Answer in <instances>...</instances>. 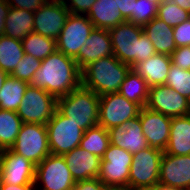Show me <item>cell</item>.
I'll return each instance as SVG.
<instances>
[{"label": "cell", "mask_w": 190, "mask_h": 190, "mask_svg": "<svg viewBox=\"0 0 190 190\" xmlns=\"http://www.w3.org/2000/svg\"><path fill=\"white\" fill-rule=\"evenodd\" d=\"M29 85L60 98L82 85V71L74 58L56 50L41 60V66Z\"/></svg>", "instance_id": "cell-1"}, {"label": "cell", "mask_w": 190, "mask_h": 190, "mask_svg": "<svg viewBox=\"0 0 190 190\" xmlns=\"http://www.w3.org/2000/svg\"><path fill=\"white\" fill-rule=\"evenodd\" d=\"M109 33L113 55L131 69L157 53L140 25L126 21L109 29Z\"/></svg>", "instance_id": "cell-2"}, {"label": "cell", "mask_w": 190, "mask_h": 190, "mask_svg": "<svg viewBox=\"0 0 190 190\" xmlns=\"http://www.w3.org/2000/svg\"><path fill=\"white\" fill-rule=\"evenodd\" d=\"M130 69L114 55L98 59L82 70V86L99 96L118 92Z\"/></svg>", "instance_id": "cell-3"}, {"label": "cell", "mask_w": 190, "mask_h": 190, "mask_svg": "<svg viewBox=\"0 0 190 190\" xmlns=\"http://www.w3.org/2000/svg\"><path fill=\"white\" fill-rule=\"evenodd\" d=\"M99 99V95L81 85L69 94L57 98V110L86 131L98 125Z\"/></svg>", "instance_id": "cell-4"}, {"label": "cell", "mask_w": 190, "mask_h": 190, "mask_svg": "<svg viewBox=\"0 0 190 190\" xmlns=\"http://www.w3.org/2000/svg\"><path fill=\"white\" fill-rule=\"evenodd\" d=\"M133 154L109 144L101 158L98 179L107 189L129 188L130 166Z\"/></svg>", "instance_id": "cell-5"}, {"label": "cell", "mask_w": 190, "mask_h": 190, "mask_svg": "<svg viewBox=\"0 0 190 190\" xmlns=\"http://www.w3.org/2000/svg\"><path fill=\"white\" fill-rule=\"evenodd\" d=\"M57 110V98L44 89L28 85L17 110L23 123L46 125Z\"/></svg>", "instance_id": "cell-6"}, {"label": "cell", "mask_w": 190, "mask_h": 190, "mask_svg": "<svg viewBox=\"0 0 190 190\" xmlns=\"http://www.w3.org/2000/svg\"><path fill=\"white\" fill-rule=\"evenodd\" d=\"M10 149L37 166L51 154L46 125L23 123Z\"/></svg>", "instance_id": "cell-7"}, {"label": "cell", "mask_w": 190, "mask_h": 190, "mask_svg": "<svg viewBox=\"0 0 190 190\" xmlns=\"http://www.w3.org/2000/svg\"><path fill=\"white\" fill-rule=\"evenodd\" d=\"M51 154L63 155L80 146L84 130L58 110L46 124Z\"/></svg>", "instance_id": "cell-8"}, {"label": "cell", "mask_w": 190, "mask_h": 190, "mask_svg": "<svg viewBox=\"0 0 190 190\" xmlns=\"http://www.w3.org/2000/svg\"><path fill=\"white\" fill-rule=\"evenodd\" d=\"M164 152L147 147L132 156L129 188H153L159 183L160 162Z\"/></svg>", "instance_id": "cell-9"}, {"label": "cell", "mask_w": 190, "mask_h": 190, "mask_svg": "<svg viewBox=\"0 0 190 190\" xmlns=\"http://www.w3.org/2000/svg\"><path fill=\"white\" fill-rule=\"evenodd\" d=\"M140 110L138 104L127 100L119 92L104 94L99 99L98 125L110 130L136 118Z\"/></svg>", "instance_id": "cell-10"}, {"label": "cell", "mask_w": 190, "mask_h": 190, "mask_svg": "<svg viewBox=\"0 0 190 190\" xmlns=\"http://www.w3.org/2000/svg\"><path fill=\"white\" fill-rule=\"evenodd\" d=\"M38 182L42 183V190H72L76 183L63 155L54 154L35 166L34 183Z\"/></svg>", "instance_id": "cell-11"}, {"label": "cell", "mask_w": 190, "mask_h": 190, "mask_svg": "<svg viewBox=\"0 0 190 190\" xmlns=\"http://www.w3.org/2000/svg\"><path fill=\"white\" fill-rule=\"evenodd\" d=\"M93 29L94 25L86 15L70 13L56 40L57 51L75 58Z\"/></svg>", "instance_id": "cell-12"}, {"label": "cell", "mask_w": 190, "mask_h": 190, "mask_svg": "<svg viewBox=\"0 0 190 190\" xmlns=\"http://www.w3.org/2000/svg\"><path fill=\"white\" fill-rule=\"evenodd\" d=\"M144 107L170 118L190 114L187 97L182 96L165 84L149 87L148 98Z\"/></svg>", "instance_id": "cell-13"}, {"label": "cell", "mask_w": 190, "mask_h": 190, "mask_svg": "<svg viewBox=\"0 0 190 190\" xmlns=\"http://www.w3.org/2000/svg\"><path fill=\"white\" fill-rule=\"evenodd\" d=\"M35 181V165L11 149L0 151V183L25 185Z\"/></svg>", "instance_id": "cell-14"}, {"label": "cell", "mask_w": 190, "mask_h": 190, "mask_svg": "<svg viewBox=\"0 0 190 190\" xmlns=\"http://www.w3.org/2000/svg\"><path fill=\"white\" fill-rule=\"evenodd\" d=\"M69 14L64 2L46 1L34 12L33 32L57 40Z\"/></svg>", "instance_id": "cell-15"}, {"label": "cell", "mask_w": 190, "mask_h": 190, "mask_svg": "<svg viewBox=\"0 0 190 190\" xmlns=\"http://www.w3.org/2000/svg\"><path fill=\"white\" fill-rule=\"evenodd\" d=\"M138 116L148 147L164 152L170 136L171 118L146 107L141 108Z\"/></svg>", "instance_id": "cell-16"}, {"label": "cell", "mask_w": 190, "mask_h": 190, "mask_svg": "<svg viewBox=\"0 0 190 190\" xmlns=\"http://www.w3.org/2000/svg\"><path fill=\"white\" fill-rule=\"evenodd\" d=\"M159 183L173 188L190 190V155L176 156L163 153Z\"/></svg>", "instance_id": "cell-17"}, {"label": "cell", "mask_w": 190, "mask_h": 190, "mask_svg": "<svg viewBox=\"0 0 190 190\" xmlns=\"http://www.w3.org/2000/svg\"><path fill=\"white\" fill-rule=\"evenodd\" d=\"M112 55L113 49L109 30L94 27L74 59L82 71L91 62Z\"/></svg>", "instance_id": "cell-18"}, {"label": "cell", "mask_w": 190, "mask_h": 190, "mask_svg": "<svg viewBox=\"0 0 190 190\" xmlns=\"http://www.w3.org/2000/svg\"><path fill=\"white\" fill-rule=\"evenodd\" d=\"M108 131L110 143L127 150L131 154L140 152L148 147L139 116Z\"/></svg>", "instance_id": "cell-19"}, {"label": "cell", "mask_w": 190, "mask_h": 190, "mask_svg": "<svg viewBox=\"0 0 190 190\" xmlns=\"http://www.w3.org/2000/svg\"><path fill=\"white\" fill-rule=\"evenodd\" d=\"M63 157L75 181L98 178L101 158L97 155L76 147Z\"/></svg>", "instance_id": "cell-20"}, {"label": "cell", "mask_w": 190, "mask_h": 190, "mask_svg": "<svg viewBox=\"0 0 190 190\" xmlns=\"http://www.w3.org/2000/svg\"><path fill=\"white\" fill-rule=\"evenodd\" d=\"M171 64L169 55L156 53L147 60L136 64L132 69L151 87L165 84Z\"/></svg>", "instance_id": "cell-21"}, {"label": "cell", "mask_w": 190, "mask_h": 190, "mask_svg": "<svg viewBox=\"0 0 190 190\" xmlns=\"http://www.w3.org/2000/svg\"><path fill=\"white\" fill-rule=\"evenodd\" d=\"M164 153L190 155V114L171 118L170 136Z\"/></svg>", "instance_id": "cell-22"}, {"label": "cell", "mask_w": 190, "mask_h": 190, "mask_svg": "<svg viewBox=\"0 0 190 190\" xmlns=\"http://www.w3.org/2000/svg\"><path fill=\"white\" fill-rule=\"evenodd\" d=\"M143 33L150 39L157 53L171 55L177 48L173 27L155 17L142 26Z\"/></svg>", "instance_id": "cell-23"}, {"label": "cell", "mask_w": 190, "mask_h": 190, "mask_svg": "<svg viewBox=\"0 0 190 190\" xmlns=\"http://www.w3.org/2000/svg\"><path fill=\"white\" fill-rule=\"evenodd\" d=\"M86 16L95 28L107 30L127 21L122 16L115 0H97Z\"/></svg>", "instance_id": "cell-24"}, {"label": "cell", "mask_w": 190, "mask_h": 190, "mask_svg": "<svg viewBox=\"0 0 190 190\" xmlns=\"http://www.w3.org/2000/svg\"><path fill=\"white\" fill-rule=\"evenodd\" d=\"M34 12L11 8L5 20L4 35L22 40L33 32Z\"/></svg>", "instance_id": "cell-25"}, {"label": "cell", "mask_w": 190, "mask_h": 190, "mask_svg": "<svg viewBox=\"0 0 190 190\" xmlns=\"http://www.w3.org/2000/svg\"><path fill=\"white\" fill-rule=\"evenodd\" d=\"M29 83L8 76L0 90V109L17 112Z\"/></svg>", "instance_id": "cell-26"}, {"label": "cell", "mask_w": 190, "mask_h": 190, "mask_svg": "<svg viewBox=\"0 0 190 190\" xmlns=\"http://www.w3.org/2000/svg\"><path fill=\"white\" fill-rule=\"evenodd\" d=\"M148 91L149 86L145 79L133 69H130L118 92L127 100L132 101L143 108L148 98Z\"/></svg>", "instance_id": "cell-27"}, {"label": "cell", "mask_w": 190, "mask_h": 190, "mask_svg": "<svg viewBox=\"0 0 190 190\" xmlns=\"http://www.w3.org/2000/svg\"><path fill=\"white\" fill-rule=\"evenodd\" d=\"M24 54L22 41L0 35V70L9 75L14 71Z\"/></svg>", "instance_id": "cell-28"}, {"label": "cell", "mask_w": 190, "mask_h": 190, "mask_svg": "<svg viewBox=\"0 0 190 190\" xmlns=\"http://www.w3.org/2000/svg\"><path fill=\"white\" fill-rule=\"evenodd\" d=\"M22 124L17 112L0 109V151L14 145Z\"/></svg>", "instance_id": "cell-29"}, {"label": "cell", "mask_w": 190, "mask_h": 190, "mask_svg": "<svg viewBox=\"0 0 190 190\" xmlns=\"http://www.w3.org/2000/svg\"><path fill=\"white\" fill-rule=\"evenodd\" d=\"M109 144V131L100 125H96L84 131L79 147L102 158Z\"/></svg>", "instance_id": "cell-30"}, {"label": "cell", "mask_w": 190, "mask_h": 190, "mask_svg": "<svg viewBox=\"0 0 190 190\" xmlns=\"http://www.w3.org/2000/svg\"><path fill=\"white\" fill-rule=\"evenodd\" d=\"M24 53L44 60L57 50L56 40L41 34L30 32L21 40Z\"/></svg>", "instance_id": "cell-31"}, {"label": "cell", "mask_w": 190, "mask_h": 190, "mask_svg": "<svg viewBox=\"0 0 190 190\" xmlns=\"http://www.w3.org/2000/svg\"><path fill=\"white\" fill-rule=\"evenodd\" d=\"M157 18L175 27L190 18V13L176 4L165 0L158 6Z\"/></svg>", "instance_id": "cell-32"}, {"label": "cell", "mask_w": 190, "mask_h": 190, "mask_svg": "<svg viewBox=\"0 0 190 190\" xmlns=\"http://www.w3.org/2000/svg\"><path fill=\"white\" fill-rule=\"evenodd\" d=\"M165 85L188 98L190 95V70H183L171 64Z\"/></svg>", "instance_id": "cell-33"}, {"label": "cell", "mask_w": 190, "mask_h": 190, "mask_svg": "<svg viewBox=\"0 0 190 190\" xmlns=\"http://www.w3.org/2000/svg\"><path fill=\"white\" fill-rule=\"evenodd\" d=\"M158 5L148 0L134 2V14L127 20L136 25L143 26L157 17Z\"/></svg>", "instance_id": "cell-34"}, {"label": "cell", "mask_w": 190, "mask_h": 190, "mask_svg": "<svg viewBox=\"0 0 190 190\" xmlns=\"http://www.w3.org/2000/svg\"><path fill=\"white\" fill-rule=\"evenodd\" d=\"M40 66L41 60L24 53L22 60L17 64L10 76L30 83Z\"/></svg>", "instance_id": "cell-35"}, {"label": "cell", "mask_w": 190, "mask_h": 190, "mask_svg": "<svg viewBox=\"0 0 190 190\" xmlns=\"http://www.w3.org/2000/svg\"><path fill=\"white\" fill-rule=\"evenodd\" d=\"M171 63L183 70H190V46L176 48L170 55Z\"/></svg>", "instance_id": "cell-36"}, {"label": "cell", "mask_w": 190, "mask_h": 190, "mask_svg": "<svg viewBox=\"0 0 190 190\" xmlns=\"http://www.w3.org/2000/svg\"><path fill=\"white\" fill-rule=\"evenodd\" d=\"M176 47L190 46V18L173 27Z\"/></svg>", "instance_id": "cell-37"}, {"label": "cell", "mask_w": 190, "mask_h": 190, "mask_svg": "<svg viewBox=\"0 0 190 190\" xmlns=\"http://www.w3.org/2000/svg\"><path fill=\"white\" fill-rule=\"evenodd\" d=\"M70 4L65 1V6L71 14L87 15L92 5L97 0H70Z\"/></svg>", "instance_id": "cell-38"}, {"label": "cell", "mask_w": 190, "mask_h": 190, "mask_svg": "<svg viewBox=\"0 0 190 190\" xmlns=\"http://www.w3.org/2000/svg\"><path fill=\"white\" fill-rule=\"evenodd\" d=\"M6 1L11 8H17L29 12H35L47 0H6Z\"/></svg>", "instance_id": "cell-39"}, {"label": "cell", "mask_w": 190, "mask_h": 190, "mask_svg": "<svg viewBox=\"0 0 190 190\" xmlns=\"http://www.w3.org/2000/svg\"><path fill=\"white\" fill-rule=\"evenodd\" d=\"M72 190H107L98 178L76 181Z\"/></svg>", "instance_id": "cell-40"}, {"label": "cell", "mask_w": 190, "mask_h": 190, "mask_svg": "<svg viewBox=\"0 0 190 190\" xmlns=\"http://www.w3.org/2000/svg\"><path fill=\"white\" fill-rule=\"evenodd\" d=\"M134 2L136 0H115L122 16L128 20L134 14Z\"/></svg>", "instance_id": "cell-41"}, {"label": "cell", "mask_w": 190, "mask_h": 190, "mask_svg": "<svg viewBox=\"0 0 190 190\" xmlns=\"http://www.w3.org/2000/svg\"><path fill=\"white\" fill-rule=\"evenodd\" d=\"M10 6L7 2H0V35L4 34L5 20L9 13Z\"/></svg>", "instance_id": "cell-42"}, {"label": "cell", "mask_w": 190, "mask_h": 190, "mask_svg": "<svg viewBox=\"0 0 190 190\" xmlns=\"http://www.w3.org/2000/svg\"><path fill=\"white\" fill-rule=\"evenodd\" d=\"M36 184L30 183L25 185H10L5 183H0V190H35Z\"/></svg>", "instance_id": "cell-43"}, {"label": "cell", "mask_w": 190, "mask_h": 190, "mask_svg": "<svg viewBox=\"0 0 190 190\" xmlns=\"http://www.w3.org/2000/svg\"><path fill=\"white\" fill-rule=\"evenodd\" d=\"M190 13V0H168Z\"/></svg>", "instance_id": "cell-44"}, {"label": "cell", "mask_w": 190, "mask_h": 190, "mask_svg": "<svg viewBox=\"0 0 190 190\" xmlns=\"http://www.w3.org/2000/svg\"><path fill=\"white\" fill-rule=\"evenodd\" d=\"M153 190H182L180 188H173L170 186H165L160 183H158L155 187H153Z\"/></svg>", "instance_id": "cell-45"}, {"label": "cell", "mask_w": 190, "mask_h": 190, "mask_svg": "<svg viewBox=\"0 0 190 190\" xmlns=\"http://www.w3.org/2000/svg\"><path fill=\"white\" fill-rule=\"evenodd\" d=\"M9 76L8 73H5L3 71L0 70V90L5 82V80L7 79V77Z\"/></svg>", "instance_id": "cell-46"}, {"label": "cell", "mask_w": 190, "mask_h": 190, "mask_svg": "<svg viewBox=\"0 0 190 190\" xmlns=\"http://www.w3.org/2000/svg\"><path fill=\"white\" fill-rule=\"evenodd\" d=\"M148 1L154 2V3H156V4L159 6V5L162 4L165 0H148Z\"/></svg>", "instance_id": "cell-47"}, {"label": "cell", "mask_w": 190, "mask_h": 190, "mask_svg": "<svg viewBox=\"0 0 190 190\" xmlns=\"http://www.w3.org/2000/svg\"><path fill=\"white\" fill-rule=\"evenodd\" d=\"M107 190H131V188H116V189H107Z\"/></svg>", "instance_id": "cell-48"}, {"label": "cell", "mask_w": 190, "mask_h": 190, "mask_svg": "<svg viewBox=\"0 0 190 190\" xmlns=\"http://www.w3.org/2000/svg\"><path fill=\"white\" fill-rule=\"evenodd\" d=\"M131 190H153V188H145V189H131Z\"/></svg>", "instance_id": "cell-49"}, {"label": "cell", "mask_w": 190, "mask_h": 190, "mask_svg": "<svg viewBox=\"0 0 190 190\" xmlns=\"http://www.w3.org/2000/svg\"><path fill=\"white\" fill-rule=\"evenodd\" d=\"M47 1H58V2H65V0H47Z\"/></svg>", "instance_id": "cell-50"}, {"label": "cell", "mask_w": 190, "mask_h": 190, "mask_svg": "<svg viewBox=\"0 0 190 190\" xmlns=\"http://www.w3.org/2000/svg\"><path fill=\"white\" fill-rule=\"evenodd\" d=\"M188 105H189V108H190V95L188 96Z\"/></svg>", "instance_id": "cell-51"}]
</instances>
